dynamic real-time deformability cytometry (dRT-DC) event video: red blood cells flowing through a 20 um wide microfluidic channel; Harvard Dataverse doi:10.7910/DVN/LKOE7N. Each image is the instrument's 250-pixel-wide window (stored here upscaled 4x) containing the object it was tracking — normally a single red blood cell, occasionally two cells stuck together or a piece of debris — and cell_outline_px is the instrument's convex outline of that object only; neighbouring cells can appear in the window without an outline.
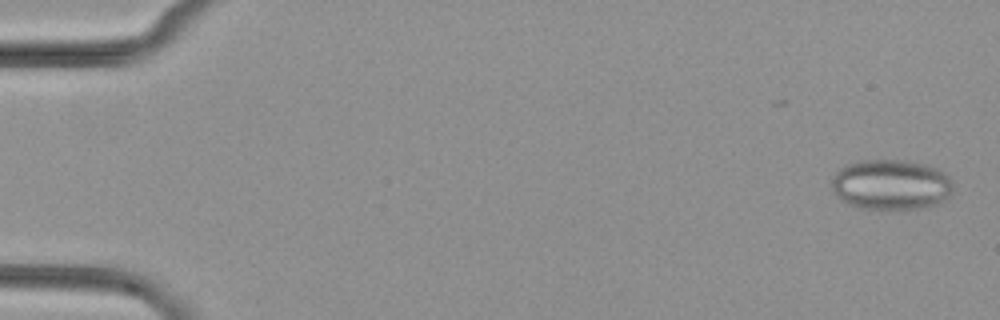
{"species": "common noctule bat (a hibernating species)", "species_latin": "Nyctalus noctula", "temperature_condition": "cold", "stored_images_in_passage": 14, "camera_frame_rate_fps": 3000, "um_per_image_px": 0.085, "animal": {"sex": "female", "body_mass_g": 29.2, "forearm_length_mm": 56.3}, "frame": {"image": 1, "passage_image": 1, "time_ms": 0.0, "image_size_px": [1000, 320], "cell_outline_px": [[952, 188], [948, 196], [940, 204], [920, 208], [864, 208], [848, 204], [840, 200], [832, 192], [832, 176], [844, 164], [856, 160], [908, 160], [924, 164], [936, 168], [944, 172], [952, 180]], "centroid_in_image_um": [75.7, 15.67], "position_along_channel_um": 9.3, "area_um2": 35.84}}